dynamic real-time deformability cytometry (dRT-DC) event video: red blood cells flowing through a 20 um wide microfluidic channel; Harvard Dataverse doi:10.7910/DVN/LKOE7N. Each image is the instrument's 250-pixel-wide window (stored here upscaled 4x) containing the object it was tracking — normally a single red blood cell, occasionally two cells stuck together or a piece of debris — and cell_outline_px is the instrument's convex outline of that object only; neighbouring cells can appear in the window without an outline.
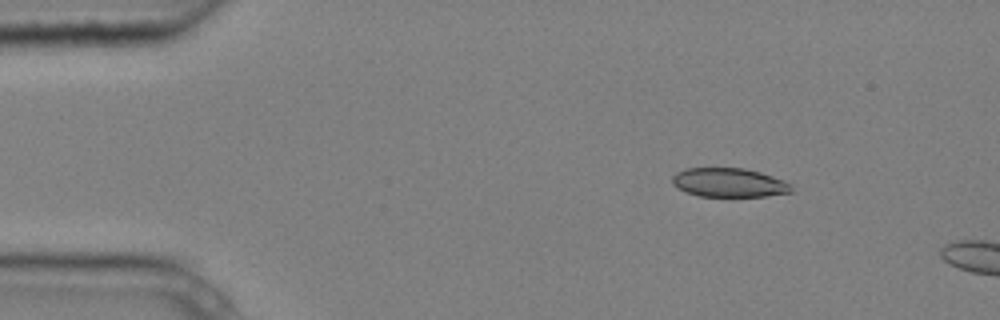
{"species": "common noctule bat (a hibernating species)", "species_latin": "Nyctalus noctula", "temperature_condition": "cold", "stored_images_in_passage": 3, "camera_frame_rate_fps": 3000, "um_per_image_px": 0.085, "animal": {"sex": "male", "body_mass_g": 20.4}, "frame": {"image": 1, "passage_image": 2, "time_ms": 0.333, "image_size_px": [1000, 320], "cell_outline_px": [[792, 192], [768, 196], [700, 196], [688, 192], [672, 184], [672, 176], [676, 172], [684, 168], [744, 168], [760, 172], [784, 180], [792, 184]], "centroid_in_image_um": [61.99, 15.51], "position_along_channel_um": 23.0, "area_um2": 20.11}}